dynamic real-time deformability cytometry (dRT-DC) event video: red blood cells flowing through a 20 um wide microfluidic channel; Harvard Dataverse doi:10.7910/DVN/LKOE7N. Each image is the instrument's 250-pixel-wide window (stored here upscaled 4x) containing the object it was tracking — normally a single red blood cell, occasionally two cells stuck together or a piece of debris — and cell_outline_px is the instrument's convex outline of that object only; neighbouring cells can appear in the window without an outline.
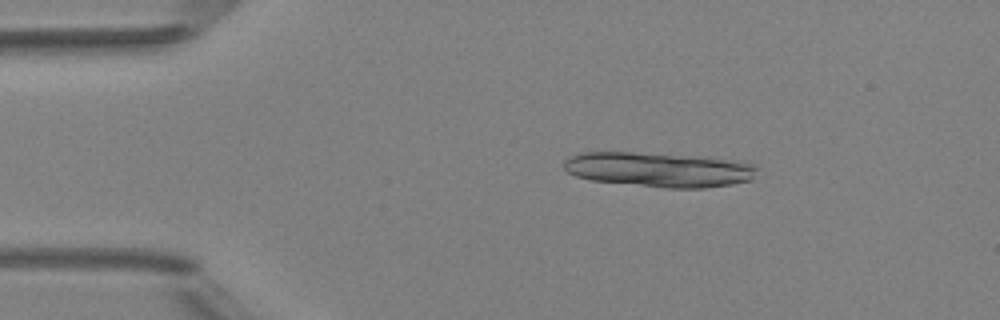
{"species": "Egyptian fruit bat (a non-hibernating species)", "species_latin": "Rousettus aegyptiacus", "temperature_condition": "room temperature", "stored_images_in_passage": 4, "camera_frame_rate_fps": 3000, "um_per_image_px": 0.085, "animal": {"sex": "female"}, "frame": {"image": 1, "passage_image": 2, "time_ms": 1.333, "image_size_px": [1000, 320], "cell_outline_px": [[756, 168], [752, 180], [732, 184], [704, 188], [668, 188], [592, 180], [576, 176], [568, 172], [564, 168], [564, 160], [568, 156], [580, 152], [632, 152], [700, 156], [744, 160], [756, 164]], "centroid_in_image_um": [56.06, 14.4], "position_along_channel_um": 28.9, "area_um2": 39.48}}